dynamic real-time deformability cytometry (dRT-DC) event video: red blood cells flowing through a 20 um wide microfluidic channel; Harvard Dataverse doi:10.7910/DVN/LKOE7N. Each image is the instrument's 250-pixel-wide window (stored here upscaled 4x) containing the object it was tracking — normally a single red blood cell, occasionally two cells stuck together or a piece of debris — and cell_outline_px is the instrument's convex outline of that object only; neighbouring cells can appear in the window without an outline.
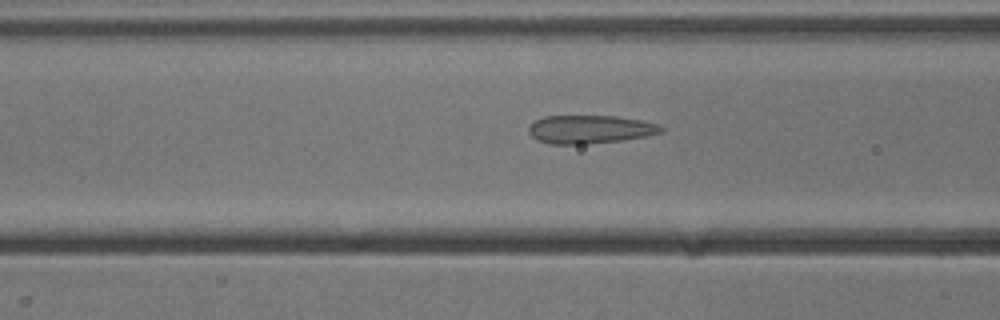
{"species": "common noctule bat (a hibernating species)", "species_latin": "Nyctalus noctula", "temperature_condition": "cold", "stored_images_in_passage": 37, "camera_frame_rate_fps": 3000, "um_per_image_px": 0.085, "animal": {"sex": "male", "body_mass_g": 13.3}, "frame": {"image": 1, "passage_image": 15, "time_ms": 4.667, "image_size_px": [1000, 320], "cell_outline_px": [[664, 132], [644, 136], [620, 140], [584, 144], [552, 144], [540, 140], [532, 136], [528, 132], [528, 128], [536, 120], [544, 116], [616, 116], [644, 120], [660, 124], [664, 128]], "centroid_in_image_um": [50.2, 10.98], "position_along_channel_um": 116.4, "area_um2": 21.73}}
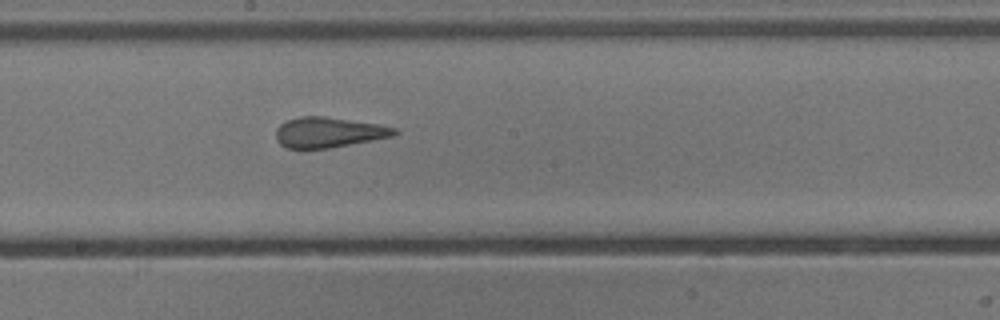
{"frame": {"image": 2, "passage_image": 23, "time_ms": 7.333, "image_size_px": [1000, 320], "cell_outline_px": [[400, 132], [392, 136], [372, 140], [328, 148], [288, 148], [280, 144], [276, 140], [276, 128], [280, 124], [288, 120], [300, 116], [324, 116], [380, 124], [396, 128]], "centroid_in_image_um": [27.93, 11.24], "position_along_channel_um": 220.3, "area_um2": 20.87}}
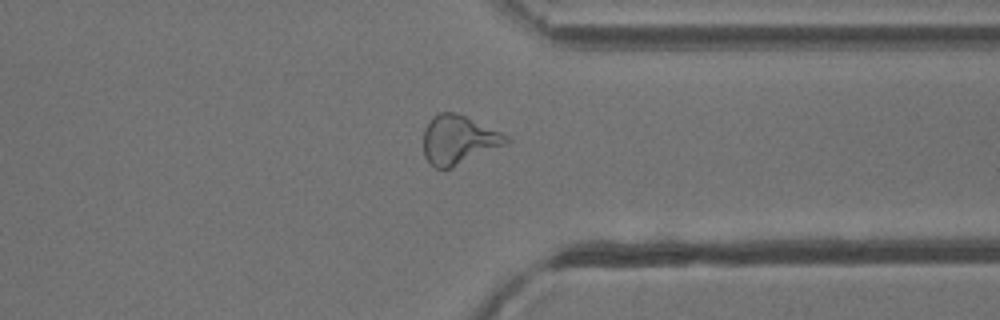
{"frame": {"image": 3, "passage_image": 35, "time_ms": 11.333, "image_size_px": [1000, 320], "cell_outline_px": [[512, 140], [508, 144], [452, 168], [436, 168], [424, 156], [424, 128], [432, 116], [440, 112], [452, 112], [464, 116], [500, 132], [508, 136]], "centroid_in_image_um": [38.99, 11.89], "position_along_channel_um": 372.4, "area_um2": 23.47}}